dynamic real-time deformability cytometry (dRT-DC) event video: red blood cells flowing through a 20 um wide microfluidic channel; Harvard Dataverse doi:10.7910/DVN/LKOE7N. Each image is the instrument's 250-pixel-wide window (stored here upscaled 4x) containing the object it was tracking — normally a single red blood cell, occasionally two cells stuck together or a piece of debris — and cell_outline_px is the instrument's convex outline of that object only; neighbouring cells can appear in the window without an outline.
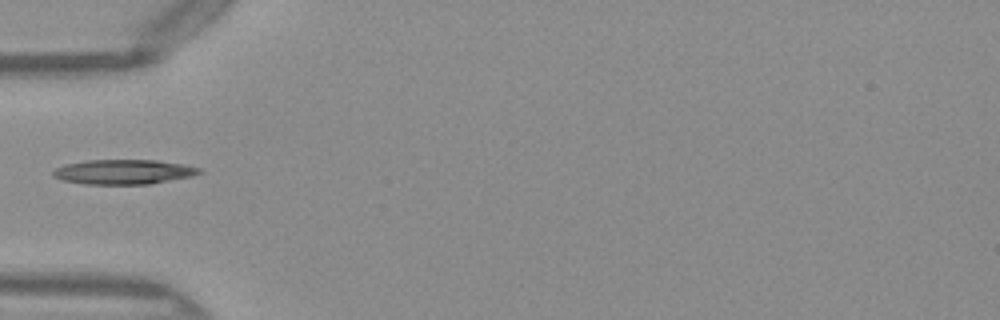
{"species": "Egyptian fruit bat (a non-hibernating species)", "species_latin": "Rousettus aegyptiacus", "temperature_condition": "warm", "stored_images_in_passage": 34, "camera_frame_rate_fps": 3000, "um_per_image_px": 0.085, "frame": {"image": 1, "passage_image": 1, "time_ms": 0.0, "image_size_px": [1000, 320], "cell_outline_px": [[204, 172], [192, 176], [152, 184], [84, 184], [64, 180], [52, 176], [52, 172], [56, 168], [68, 164], [88, 160], [156, 160], [184, 164], [200, 168]], "centroid_in_image_um": [10.56, 14.61], "position_along_channel_um": 74.4, "area_um2": 21.04}}
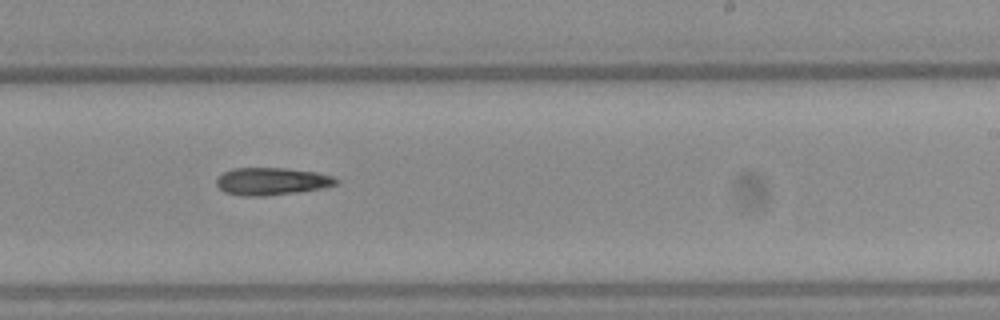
{"frame": {"image": 2, "passage_image": 15, "time_ms": 4.667, "image_size_px": [1000, 320], "cell_outline_px": [[340, 180], [336, 184], [324, 188], [300, 192], [264, 196], [240, 196], [224, 192], [216, 184], [216, 180], [224, 172], [232, 168], [284, 168], [316, 172], [332, 176]], "centroid_in_image_um": [23.1, 15.42], "position_along_channel_um": 265.9, "area_um2": 19.25}}
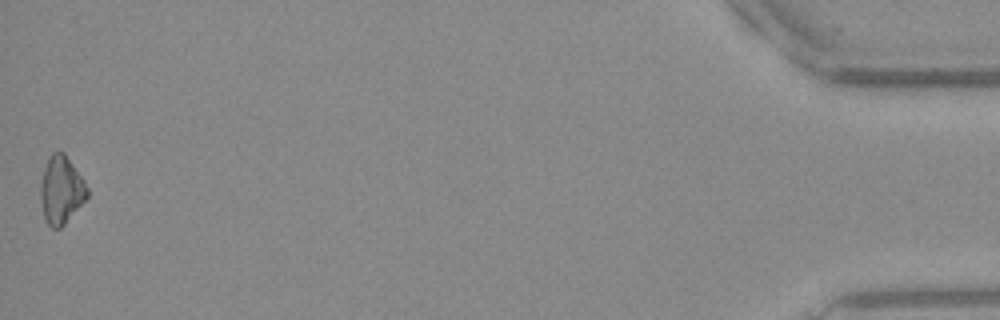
{"frame": {"image": 3, "passage_image": 34, "time_ms": 11.0, "image_size_px": [1000, 320], "cell_outline_px": [[88, 196], [64, 224], [60, 228], [52, 228], [44, 220], [40, 200], [40, 188], [44, 168], [48, 156], [52, 152], [64, 152], [84, 180], [88, 188]], "centroid_in_image_um": [5.18, 16.14], "position_along_channel_um": 430.0, "area_um2": 18.38}}